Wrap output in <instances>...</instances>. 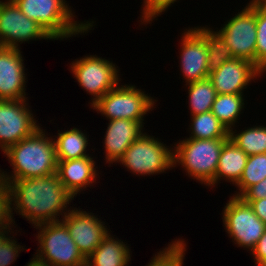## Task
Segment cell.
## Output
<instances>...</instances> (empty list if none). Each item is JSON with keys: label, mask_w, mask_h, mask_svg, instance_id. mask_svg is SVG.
I'll return each mask as SVG.
<instances>
[{"label": "cell", "mask_w": 266, "mask_h": 266, "mask_svg": "<svg viewBox=\"0 0 266 266\" xmlns=\"http://www.w3.org/2000/svg\"><path fill=\"white\" fill-rule=\"evenodd\" d=\"M14 234L10 237L5 243H0V266H9L11 263L13 264L17 257L19 256L24 246H21L17 243Z\"/></svg>", "instance_id": "cell-32"}, {"label": "cell", "mask_w": 266, "mask_h": 266, "mask_svg": "<svg viewBox=\"0 0 266 266\" xmlns=\"http://www.w3.org/2000/svg\"><path fill=\"white\" fill-rule=\"evenodd\" d=\"M256 266H261L266 260V230L251 251Z\"/></svg>", "instance_id": "cell-34"}, {"label": "cell", "mask_w": 266, "mask_h": 266, "mask_svg": "<svg viewBox=\"0 0 266 266\" xmlns=\"http://www.w3.org/2000/svg\"><path fill=\"white\" fill-rule=\"evenodd\" d=\"M155 98L148 96L142 89L132 84L120 83L108 91L94 105L93 110L107 120L127 119L144 121V116L154 109Z\"/></svg>", "instance_id": "cell-7"}, {"label": "cell", "mask_w": 266, "mask_h": 266, "mask_svg": "<svg viewBox=\"0 0 266 266\" xmlns=\"http://www.w3.org/2000/svg\"><path fill=\"white\" fill-rule=\"evenodd\" d=\"M243 201L248 203L253 208V211L257 217L260 218L266 225V198Z\"/></svg>", "instance_id": "cell-35"}, {"label": "cell", "mask_w": 266, "mask_h": 266, "mask_svg": "<svg viewBox=\"0 0 266 266\" xmlns=\"http://www.w3.org/2000/svg\"><path fill=\"white\" fill-rule=\"evenodd\" d=\"M20 11L37 22L54 40L86 34L94 21H75L72 8L65 0H13Z\"/></svg>", "instance_id": "cell-3"}, {"label": "cell", "mask_w": 266, "mask_h": 266, "mask_svg": "<svg viewBox=\"0 0 266 266\" xmlns=\"http://www.w3.org/2000/svg\"><path fill=\"white\" fill-rule=\"evenodd\" d=\"M143 6L141 9L142 12L140 15L139 20L141 25H148L150 24L154 19H156L157 16L163 14L168 8L171 7L174 2H177V0H143Z\"/></svg>", "instance_id": "cell-31"}, {"label": "cell", "mask_w": 266, "mask_h": 266, "mask_svg": "<svg viewBox=\"0 0 266 266\" xmlns=\"http://www.w3.org/2000/svg\"><path fill=\"white\" fill-rule=\"evenodd\" d=\"M232 128L229 131V138L248 156L266 153V126L255 125L245 130L236 131Z\"/></svg>", "instance_id": "cell-25"}, {"label": "cell", "mask_w": 266, "mask_h": 266, "mask_svg": "<svg viewBox=\"0 0 266 266\" xmlns=\"http://www.w3.org/2000/svg\"><path fill=\"white\" fill-rule=\"evenodd\" d=\"M61 221L86 259L110 232L104 221L81 208H72Z\"/></svg>", "instance_id": "cell-13"}, {"label": "cell", "mask_w": 266, "mask_h": 266, "mask_svg": "<svg viewBox=\"0 0 266 266\" xmlns=\"http://www.w3.org/2000/svg\"><path fill=\"white\" fill-rule=\"evenodd\" d=\"M253 1L260 2V3H266V0H253Z\"/></svg>", "instance_id": "cell-38"}, {"label": "cell", "mask_w": 266, "mask_h": 266, "mask_svg": "<svg viewBox=\"0 0 266 266\" xmlns=\"http://www.w3.org/2000/svg\"><path fill=\"white\" fill-rule=\"evenodd\" d=\"M95 166V159L89 155L79 159L58 161L56 173L63 186L76 198L81 191L97 183L99 172Z\"/></svg>", "instance_id": "cell-18"}, {"label": "cell", "mask_w": 266, "mask_h": 266, "mask_svg": "<svg viewBox=\"0 0 266 266\" xmlns=\"http://www.w3.org/2000/svg\"><path fill=\"white\" fill-rule=\"evenodd\" d=\"M54 143L56 148V157L58 161H66L70 159H79L89 156L87 153L88 135L80 129L73 127L69 130H58L54 135Z\"/></svg>", "instance_id": "cell-21"}, {"label": "cell", "mask_w": 266, "mask_h": 266, "mask_svg": "<svg viewBox=\"0 0 266 266\" xmlns=\"http://www.w3.org/2000/svg\"><path fill=\"white\" fill-rule=\"evenodd\" d=\"M20 48L0 46V100L28 99L27 75Z\"/></svg>", "instance_id": "cell-16"}, {"label": "cell", "mask_w": 266, "mask_h": 266, "mask_svg": "<svg viewBox=\"0 0 266 266\" xmlns=\"http://www.w3.org/2000/svg\"><path fill=\"white\" fill-rule=\"evenodd\" d=\"M182 35L179 64L185 85L208 78L206 35L196 26L194 28H186Z\"/></svg>", "instance_id": "cell-14"}, {"label": "cell", "mask_w": 266, "mask_h": 266, "mask_svg": "<svg viewBox=\"0 0 266 266\" xmlns=\"http://www.w3.org/2000/svg\"><path fill=\"white\" fill-rule=\"evenodd\" d=\"M13 218L10 186L0 175V232L13 230L16 225Z\"/></svg>", "instance_id": "cell-30"}, {"label": "cell", "mask_w": 266, "mask_h": 266, "mask_svg": "<svg viewBox=\"0 0 266 266\" xmlns=\"http://www.w3.org/2000/svg\"><path fill=\"white\" fill-rule=\"evenodd\" d=\"M38 39L53 40L37 22L23 14L13 0H0V46L18 48L23 42Z\"/></svg>", "instance_id": "cell-12"}, {"label": "cell", "mask_w": 266, "mask_h": 266, "mask_svg": "<svg viewBox=\"0 0 266 266\" xmlns=\"http://www.w3.org/2000/svg\"><path fill=\"white\" fill-rule=\"evenodd\" d=\"M9 233H14V231H2L0 232V243H5L11 236H9Z\"/></svg>", "instance_id": "cell-36"}, {"label": "cell", "mask_w": 266, "mask_h": 266, "mask_svg": "<svg viewBox=\"0 0 266 266\" xmlns=\"http://www.w3.org/2000/svg\"><path fill=\"white\" fill-rule=\"evenodd\" d=\"M105 131L103 147H105L106 164L117 163L129 146L139 138L144 131L143 121L127 119L109 120Z\"/></svg>", "instance_id": "cell-17"}, {"label": "cell", "mask_w": 266, "mask_h": 266, "mask_svg": "<svg viewBox=\"0 0 266 266\" xmlns=\"http://www.w3.org/2000/svg\"><path fill=\"white\" fill-rule=\"evenodd\" d=\"M242 200H257L266 198V178L249 187L241 196Z\"/></svg>", "instance_id": "cell-33"}, {"label": "cell", "mask_w": 266, "mask_h": 266, "mask_svg": "<svg viewBox=\"0 0 266 266\" xmlns=\"http://www.w3.org/2000/svg\"><path fill=\"white\" fill-rule=\"evenodd\" d=\"M244 94H217L211 112L230 131L245 108Z\"/></svg>", "instance_id": "cell-22"}, {"label": "cell", "mask_w": 266, "mask_h": 266, "mask_svg": "<svg viewBox=\"0 0 266 266\" xmlns=\"http://www.w3.org/2000/svg\"><path fill=\"white\" fill-rule=\"evenodd\" d=\"M189 124L192 139H229V131L211 112L191 115Z\"/></svg>", "instance_id": "cell-23"}, {"label": "cell", "mask_w": 266, "mask_h": 266, "mask_svg": "<svg viewBox=\"0 0 266 266\" xmlns=\"http://www.w3.org/2000/svg\"><path fill=\"white\" fill-rule=\"evenodd\" d=\"M227 140L185 138L176 142L173 146L174 167L181 165L190 178L207 187L215 177L220 152Z\"/></svg>", "instance_id": "cell-4"}, {"label": "cell", "mask_w": 266, "mask_h": 266, "mask_svg": "<svg viewBox=\"0 0 266 266\" xmlns=\"http://www.w3.org/2000/svg\"><path fill=\"white\" fill-rule=\"evenodd\" d=\"M223 25L217 32L226 41L234 58L256 65V1H249L246 7Z\"/></svg>", "instance_id": "cell-10"}, {"label": "cell", "mask_w": 266, "mask_h": 266, "mask_svg": "<svg viewBox=\"0 0 266 266\" xmlns=\"http://www.w3.org/2000/svg\"><path fill=\"white\" fill-rule=\"evenodd\" d=\"M256 66L266 73V3L256 2Z\"/></svg>", "instance_id": "cell-29"}, {"label": "cell", "mask_w": 266, "mask_h": 266, "mask_svg": "<svg viewBox=\"0 0 266 266\" xmlns=\"http://www.w3.org/2000/svg\"><path fill=\"white\" fill-rule=\"evenodd\" d=\"M28 99L0 100V149L9 147L31 136L39 126Z\"/></svg>", "instance_id": "cell-11"}, {"label": "cell", "mask_w": 266, "mask_h": 266, "mask_svg": "<svg viewBox=\"0 0 266 266\" xmlns=\"http://www.w3.org/2000/svg\"><path fill=\"white\" fill-rule=\"evenodd\" d=\"M190 115H198L212 110L217 92L209 78L186 84Z\"/></svg>", "instance_id": "cell-24"}, {"label": "cell", "mask_w": 266, "mask_h": 266, "mask_svg": "<svg viewBox=\"0 0 266 266\" xmlns=\"http://www.w3.org/2000/svg\"><path fill=\"white\" fill-rule=\"evenodd\" d=\"M161 142L145 132L129 146L117 163L142 177L165 173L174 168L173 147Z\"/></svg>", "instance_id": "cell-6"}, {"label": "cell", "mask_w": 266, "mask_h": 266, "mask_svg": "<svg viewBox=\"0 0 266 266\" xmlns=\"http://www.w3.org/2000/svg\"><path fill=\"white\" fill-rule=\"evenodd\" d=\"M38 249L32 260L43 266H86V258L62 221L35 226Z\"/></svg>", "instance_id": "cell-5"}, {"label": "cell", "mask_w": 266, "mask_h": 266, "mask_svg": "<svg viewBox=\"0 0 266 266\" xmlns=\"http://www.w3.org/2000/svg\"><path fill=\"white\" fill-rule=\"evenodd\" d=\"M247 160L248 155L229 138L221 149L215 177L207 186L212 188L221 180L235 185L241 178Z\"/></svg>", "instance_id": "cell-19"}, {"label": "cell", "mask_w": 266, "mask_h": 266, "mask_svg": "<svg viewBox=\"0 0 266 266\" xmlns=\"http://www.w3.org/2000/svg\"><path fill=\"white\" fill-rule=\"evenodd\" d=\"M69 66L73 78L76 79L81 89L92 95L90 106L94 105L108 91L119 84L118 66L108 59L96 55H87L75 59Z\"/></svg>", "instance_id": "cell-8"}, {"label": "cell", "mask_w": 266, "mask_h": 266, "mask_svg": "<svg viewBox=\"0 0 266 266\" xmlns=\"http://www.w3.org/2000/svg\"><path fill=\"white\" fill-rule=\"evenodd\" d=\"M263 74L255 64L244 59L233 58L210 72L208 78L217 94H244L243 89Z\"/></svg>", "instance_id": "cell-15"}, {"label": "cell", "mask_w": 266, "mask_h": 266, "mask_svg": "<svg viewBox=\"0 0 266 266\" xmlns=\"http://www.w3.org/2000/svg\"><path fill=\"white\" fill-rule=\"evenodd\" d=\"M25 266H43V265H39L38 263L34 262V261L31 259V261H29V262L27 263V265H25Z\"/></svg>", "instance_id": "cell-37"}, {"label": "cell", "mask_w": 266, "mask_h": 266, "mask_svg": "<svg viewBox=\"0 0 266 266\" xmlns=\"http://www.w3.org/2000/svg\"><path fill=\"white\" fill-rule=\"evenodd\" d=\"M131 250L127 243L115 238L111 232L86 259V266H129Z\"/></svg>", "instance_id": "cell-20"}, {"label": "cell", "mask_w": 266, "mask_h": 266, "mask_svg": "<svg viewBox=\"0 0 266 266\" xmlns=\"http://www.w3.org/2000/svg\"><path fill=\"white\" fill-rule=\"evenodd\" d=\"M4 154L13 170L9 174L0 168V175L7 181L47 176L57 172L54 139L52 136L48 137L43 127L9 147Z\"/></svg>", "instance_id": "cell-2"}, {"label": "cell", "mask_w": 266, "mask_h": 266, "mask_svg": "<svg viewBox=\"0 0 266 266\" xmlns=\"http://www.w3.org/2000/svg\"><path fill=\"white\" fill-rule=\"evenodd\" d=\"M168 247L156 252L146 266H183L186 252V242L184 239H175L171 241Z\"/></svg>", "instance_id": "cell-28"}, {"label": "cell", "mask_w": 266, "mask_h": 266, "mask_svg": "<svg viewBox=\"0 0 266 266\" xmlns=\"http://www.w3.org/2000/svg\"><path fill=\"white\" fill-rule=\"evenodd\" d=\"M197 27L206 35L209 73L220 68L223 63L228 60L234 58L231 50L227 47L226 41L217 31L208 26Z\"/></svg>", "instance_id": "cell-26"}, {"label": "cell", "mask_w": 266, "mask_h": 266, "mask_svg": "<svg viewBox=\"0 0 266 266\" xmlns=\"http://www.w3.org/2000/svg\"><path fill=\"white\" fill-rule=\"evenodd\" d=\"M266 178V153L248 156L246 166L240 180L235 184L236 193L232 196L240 197L249 187Z\"/></svg>", "instance_id": "cell-27"}, {"label": "cell", "mask_w": 266, "mask_h": 266, "mask_svg": "<svg viewBox=\"0 0 266 266\" xmlns=\"http://www.w3.org/2000/svg\"><path fill=\"white\" fill-rule=\"evenodd\" d=\"M7 182L11 191L12 215L15 210L34 227L61 221L72 208H68V204L74 197L63 186L57 173Z\"/></svg>", "instance_id": "cell-1"}, {"label": "cell", "mask_w": 266, "mask_h": 266, "mask_svg": "<svg viewBox=\"0 0 266 266\" xmlns=\"http://www.w3.org/2000/svg\"><path fill=\"white\" fill-rule=\"evenodd\" d=\"M224 229L234 244L252 251L266 230L253 208L240 197L230 196L222 211Z\"/></svg>", "instance_id": "cell-9"}, {"label": "cell", "mask_w": 266, "mask_h": 266, "mask_svg": "<svg viewBox=\"0 0 266 266\" xmlns=\"http://www.w3.org/2000/svg\"><path fill=\"white\" fill-rule=\"evenodd\" d=\"M261 266H266V260H265V262Z\"/></svg>", "instance_id": "cell-39"}]
</instances>
